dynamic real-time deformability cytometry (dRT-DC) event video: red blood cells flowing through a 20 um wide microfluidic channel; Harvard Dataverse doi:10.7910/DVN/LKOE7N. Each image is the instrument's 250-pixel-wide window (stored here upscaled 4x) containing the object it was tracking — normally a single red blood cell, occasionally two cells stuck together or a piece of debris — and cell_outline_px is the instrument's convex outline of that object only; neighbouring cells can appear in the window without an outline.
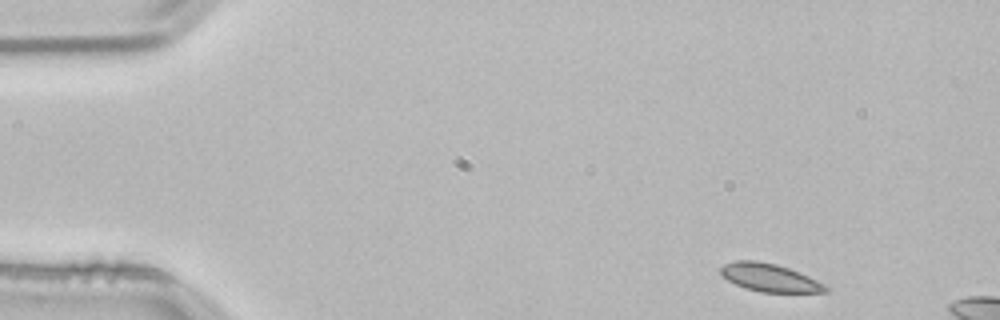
{"species": "common noctule bat (a hibernating species)", "species_latin": "Nyctalus noctula", "temperature_condition": "room temperature", "stored_images_in_passage": 10, "camera_frame_rate_fps": 3000, "um_per_image_px": 0.085, "animal": {"sex": "male", "body_mass_g": 21.5, "forearm_length_mm": 52.0}, "frame": {"image": 1, "passage_image": 1, "time_ms": 0.0, "image_size_px": [1000, 320], "cell_outline_px": [[832, 288], [828, 292], [760, 292], [744, 288], [720, 276], [720, 268], [724, 264], [736, 260], [756, 260], [776, 264], [788, 268], [808, 276]], "centroid_in_image_um": [65.4, 23.6], "position_along_channel_um": 19.6, "area_um2": 17.17}}